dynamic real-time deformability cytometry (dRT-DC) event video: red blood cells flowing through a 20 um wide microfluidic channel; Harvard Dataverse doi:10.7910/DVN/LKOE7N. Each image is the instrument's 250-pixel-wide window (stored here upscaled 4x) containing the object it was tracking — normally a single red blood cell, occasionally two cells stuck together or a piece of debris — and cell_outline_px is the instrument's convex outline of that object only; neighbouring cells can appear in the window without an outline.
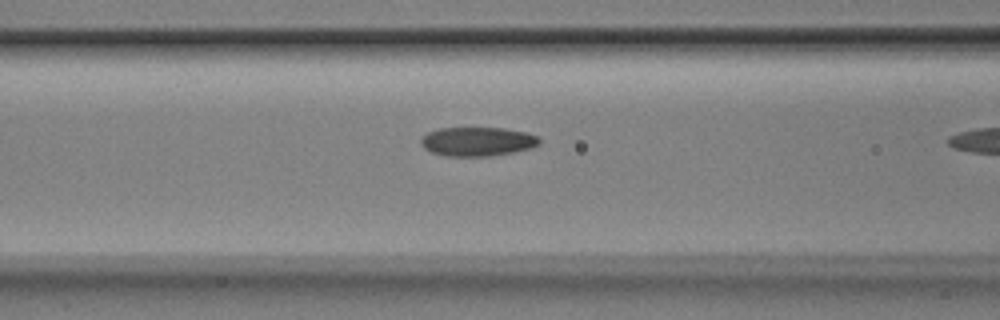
{"species": "Egyptian fruit bat (a non-hibernating species)", "species_latin": "Rousettus aegyptiacus", "temperature_condition": "room temperature", "stored_images_in_passage": 18, "camera_frame_rate_fps": 3000, "um_per_image_px": 0.085, "animal": {"sex": "male"}, "frame": {"image": 1, "passage_image": 16, "time_ms": 5.0, "image_size_px": [1000, 320], "cell_outline_px": [[540, 144], [532, 148], [492, 156], [444, 156], [432, 152], [424, 148], [420, 144], [420, 140], [428, 132], [440, 128], [504, 128], [528, 132], [536, 136], [540, 140]], "centroid_in_image_um": [40.59, 12.03], "position_along_channel_um": 126.0, "area_um2": 20.11}}